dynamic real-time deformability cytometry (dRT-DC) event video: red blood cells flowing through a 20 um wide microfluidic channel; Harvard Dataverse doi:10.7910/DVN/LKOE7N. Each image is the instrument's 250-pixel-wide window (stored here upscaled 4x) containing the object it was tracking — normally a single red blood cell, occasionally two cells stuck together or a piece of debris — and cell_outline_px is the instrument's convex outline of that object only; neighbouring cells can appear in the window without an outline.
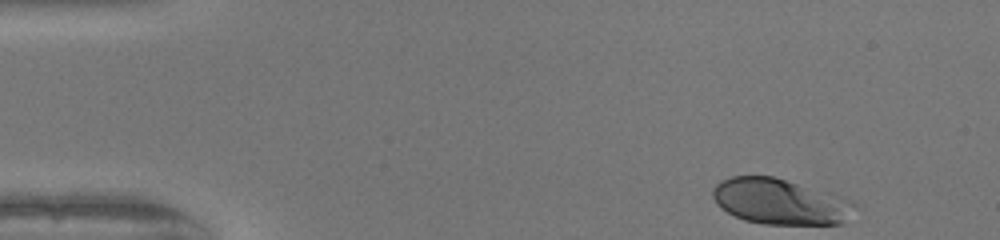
{"species": "human", "species_latin": "Homo sapiens", "temperature_condition": "warm", "stored_images_in_passage": 8, "camera_frame_rate_fps": 3000, "um_per_image_px": 0.085, "donor": {"sex": "female"}, "frame": {"image": 1, "passage_image": 1, "time_ms": 0.0, "image_size_px": [1000, 240], "cell_outline_px": [[856, 208], [844, 224], [764, 224], [744, 220], [720, 208], [716, 204], [712, 196], [712, 188], [720, 180], [732, 176], [772, 176], [832, 192], [852, 200], [856, 204]], "centroid_in_image_um": [66.33, 17.13], "position_along_channel_um": 18.7, "area_um2": 38.26}}